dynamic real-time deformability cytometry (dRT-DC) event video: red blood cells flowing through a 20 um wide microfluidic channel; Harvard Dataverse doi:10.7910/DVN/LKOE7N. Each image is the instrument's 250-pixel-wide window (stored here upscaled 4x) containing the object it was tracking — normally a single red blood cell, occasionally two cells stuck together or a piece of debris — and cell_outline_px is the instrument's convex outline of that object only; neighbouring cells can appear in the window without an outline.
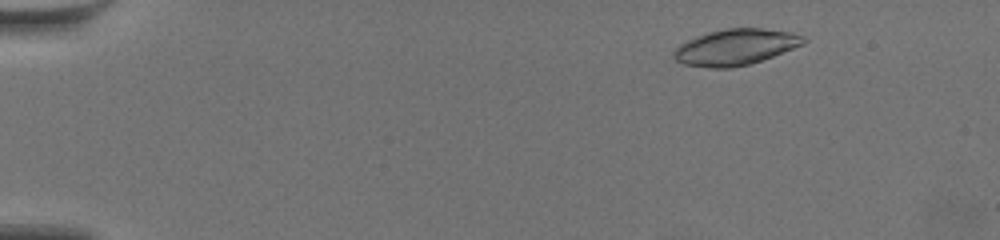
{"species": "common noctule bat (a hibernating species)", "species_latin": "Nyctalus noctula", "temperature_condition": "warm", "stored_images_in_passage": 58, "camera_frame_rate_fps": 3000, "um_per_image_px": 0.085, "animal": {"sex": "female", "body_mass_g": 19.5, "forearm_length_mm": 54.1}, "frame": {"image": 1, "passage_image": 7, "time_ms": 2.0, "image_size_px": [1000, 240], "cell_outline_px": [[808, 40], [804, 44], [772, 56], [748, 64], [732, 68], [712, 68], [684, 64], [676, 60], [672, 56], [672, 52], [680, 44], [688, 40], [708, 32], [728, 28], [764, 28], [792, 32], [804, 36]], "centroid_in_image_um": [62.53, 3.99], "position_along_channel_um": 22.5, "area_um2": 27.11}}
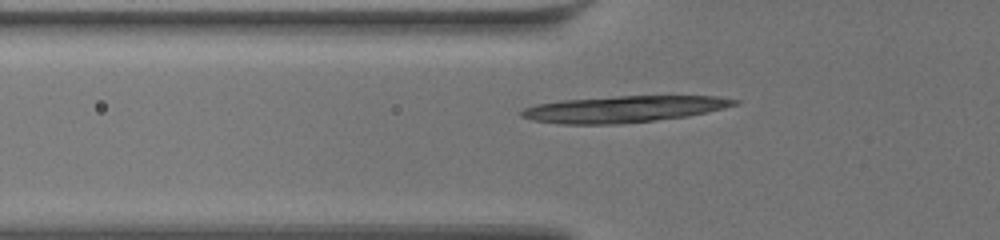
{"frame": {"image": 2, "passage_image": 21, "time_ms": 6.667, "image_size_px": [1000, 240], "cell_outline_px": [[740, 104], [724, 108], [688, 116], [616, 124], [560, 124], [532, 120], [520, 116], [520, 112], [524, 108], [536, 104], [564, 100], [616, 96], [720, 96], [740, 100]], "centroid_in_image_um": [53.03, 9.27], "position_along_channel_um": 72.8, "area_um2": 32.77}}
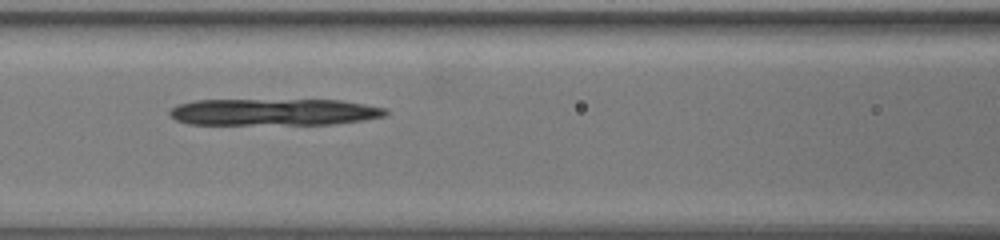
{"frame": {"image": 3, "passage_image": 27, "time_ms": 8.667, "image_size_px": [1000, 240], "cell_outline_px": [[388, 112], [384, 116], [364, 120], [332, 124], [188, 124], [176, 120], [168, 112], [176, 104], [192, 100], [340, 100], [388, 108]], "centroid_in_image_um": [23.27, 9.52], "position_along_channel_um": 143.3, "area_um2": 33.81}}